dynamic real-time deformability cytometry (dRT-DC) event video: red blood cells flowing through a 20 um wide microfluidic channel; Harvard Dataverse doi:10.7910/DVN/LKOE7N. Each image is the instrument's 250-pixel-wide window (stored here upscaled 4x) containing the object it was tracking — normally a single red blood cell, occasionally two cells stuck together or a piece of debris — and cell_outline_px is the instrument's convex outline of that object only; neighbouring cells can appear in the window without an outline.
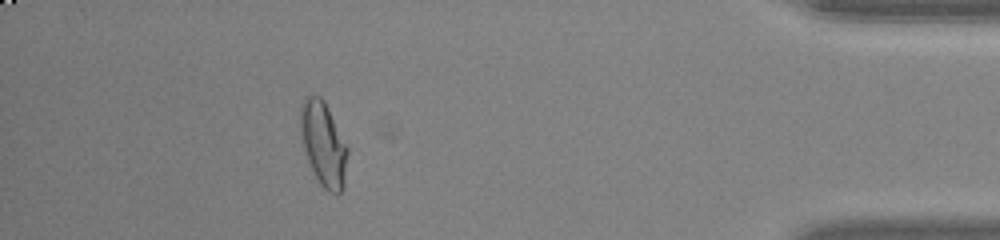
{"species": "common noctule bat (a hibernating species)", "species_latin": "Nyctalus noctula", "temperature_condition": "warm", "stored_images_in_passage": 52, "camera_frame_rate_fps": 3000, "um_per_image_px": 0.085, "animal": {"sex": "male", "body_mass_g": 20.0, "forearm_length_mm": 53.3}, "frame": {"image": 1, "passage_image": 47, "time_ms": 15.333, "image_size_px": [1000, 240], "cell_outline_px": [[348, 152], [344, 188], [336, 196], [328, 192], [320, 184], [312, 172], [304, 148], [300, 132], [300, 104], [304, 96], [320, 96], [324, 100], [348, 148]], "centroid_in_image_um": [27.49, 12.26], "position_along_channel_um": 407.7, "area_um2": 23.35}}